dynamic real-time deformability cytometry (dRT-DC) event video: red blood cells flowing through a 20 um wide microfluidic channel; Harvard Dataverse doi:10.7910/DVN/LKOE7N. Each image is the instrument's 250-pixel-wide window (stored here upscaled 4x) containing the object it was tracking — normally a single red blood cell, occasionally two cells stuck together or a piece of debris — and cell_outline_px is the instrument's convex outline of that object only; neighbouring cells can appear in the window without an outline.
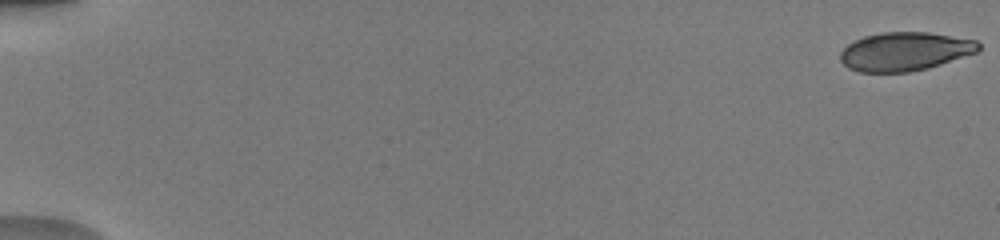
{"species": "human", "species_latin": "Homo sapiens", "temperature_condition": "warm", "stored_images_in_passage": 27, "camera_frame_rate_fps": 3000, "um_per_image_px": 0.085, "donor": {"sex": "male"}, "frame": {"image": 1, "passage_image": 1, "time_ms": 0.0, "image_size_px": [1000, 240], "cell_outline_px": [[980, 48], [976, 52], [928, 68], [908, 72], [860, 72], [848, 68], [840, 60], [840, 52], [848, 44], [864, 36], [884, 32], [928, 32], [976, 40], [980, 44]], "centroid_in_image_um": [76.89, 4.37], "position_along_channel_um": 8.1, "area_um2": 30.92}}
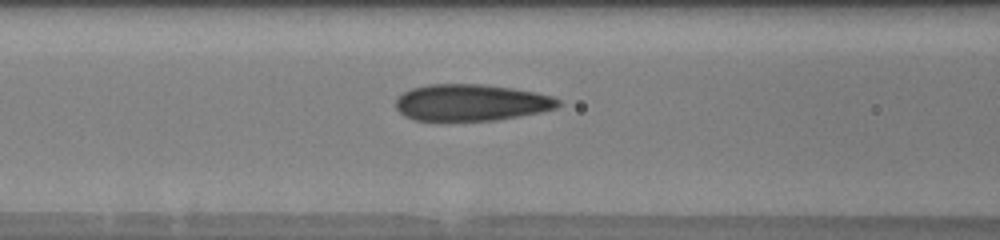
{"frame": {"image": 2, "passage_image": 19, "time_ms": 7.667, "image_size_px": [1000, 240], "cell_outline_px": [[560, 104], [556, 108], [540, 112], [520, 116], [496, 120], [412, 120], [404, 116], [396, 108], [396, 96], [412, 88], [428, 84], [480, 84], [512, 88], [536, 92], [552, 96], [560, 100]], "centroid_in_image_um": [40.03, 8.71], "position_along_channel_um": 126.6, "area_um2": 34.68}}
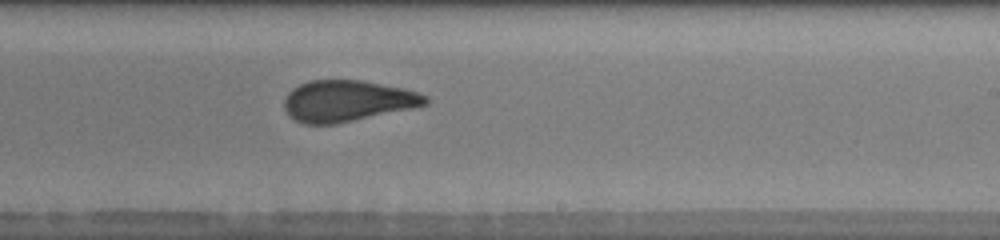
{"frame": {"image": 3, "passage_image": 27, "time_ms": 11.0, "image_size_px": [1000, 240], "cell_outline_px": [[428, 104], [412, 108], [336, 124], [304, 124], [288, 116], [284, 108], [284, 100], [288, 92], [292, 88], [308, 80], [360, 80], [404, 88], [428, 96]], "centroid_in_image_um": [29.49, 8.58], "position_along_channel_um": 259.5, "area_um2": 33.93}}